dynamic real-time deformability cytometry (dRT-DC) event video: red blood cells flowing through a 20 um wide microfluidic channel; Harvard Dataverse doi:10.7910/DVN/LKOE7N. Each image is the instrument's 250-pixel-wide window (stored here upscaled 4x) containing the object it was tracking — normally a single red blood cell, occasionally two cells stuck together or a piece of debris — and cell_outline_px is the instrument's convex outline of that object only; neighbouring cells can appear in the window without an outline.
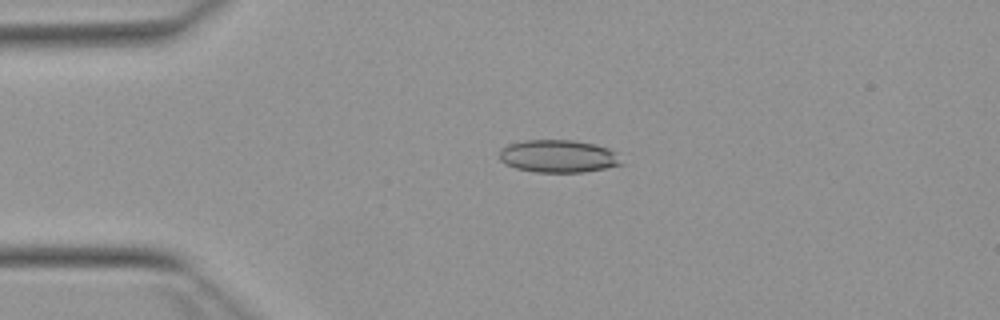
{"species": "Egyptian fruit bat (a non-hibernating species)", "species_latin": "Rousettus aegyptiacus", "temperature_condition": "warm", "stored_images_in_passage": 46, "camera_frame_rate_fps": 3000, "um_per_image_px": 0.085, "animal": {"sex": "female"}, "frame": {"image": 1, "passage_image": 6, "time_ms": 1.667, "image_size_px": [1000, 320], "cell_outline_px": [[628, 164], [584, 172], [536, 172], [516, 168], [504, 164], [500, 160], [500, 148], [508, 144], [524, 140], [572, 140], [596, 144], [608, 148], [616, 152]], "centroid_in_image_um": [47.51, 13.28], "position_along_channel_um": 37.5, "area_um2": 23.64}}
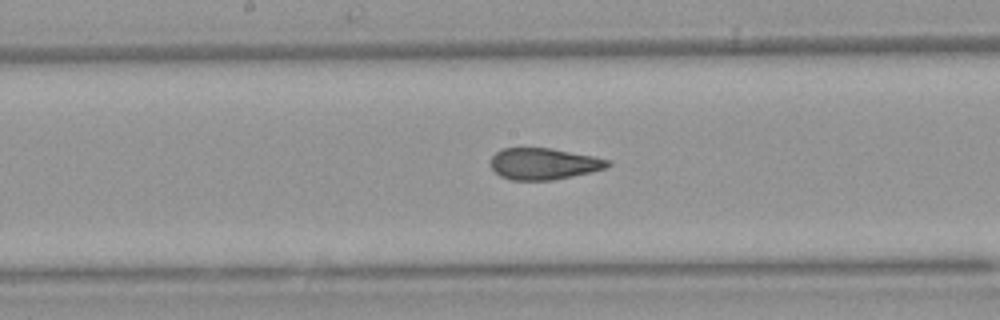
{"frame": {"image": 2, "passage_image": 21, "time_ms": 6.667, "image_size_px": [1000, 320], "cell_outline_px": [[612, 164], [608, 168], [592, 172], [552, 180], [512, 180], [500, 176], [488, 164], [488, 160], [500, 148], [552, 148], [592, 156], [608, 160]], "centroid_in_image_um": [46.19, 13.92], "position_along_channel_um": 202.0, "area_um2": 21.68}}
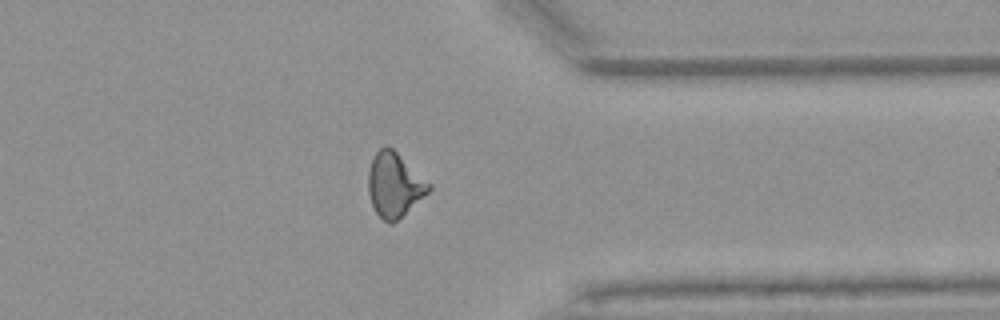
{"frame": {"image": 3, "passage_image": 35, "time_ms": 11.333, "image_size_px": [1000, 320], "cell_outline_px": [[432, 188], [428, 192], [392, 224], [388, 224], [376, 212], [372, 204], [368, 192], [368, 172], [372, 160], [376, 152], [380, 148], [392, 148], [432, 184]], "centroid_in_image_um": [33.52, 15.72], "position_along_channel_um": 377.9, "area_um2": 22.25}, "authors_computed_cell_mechanics": {"area_um2": 22.3686, "velocity_mm_per_s": 3.936, "shape_relaxation_time_tau1_ms": null, "shape_relaxation_time_tau2_ms": 1.3217, "deformation_change_tau1": null, "deformation_change_tau2": 0.0857}}